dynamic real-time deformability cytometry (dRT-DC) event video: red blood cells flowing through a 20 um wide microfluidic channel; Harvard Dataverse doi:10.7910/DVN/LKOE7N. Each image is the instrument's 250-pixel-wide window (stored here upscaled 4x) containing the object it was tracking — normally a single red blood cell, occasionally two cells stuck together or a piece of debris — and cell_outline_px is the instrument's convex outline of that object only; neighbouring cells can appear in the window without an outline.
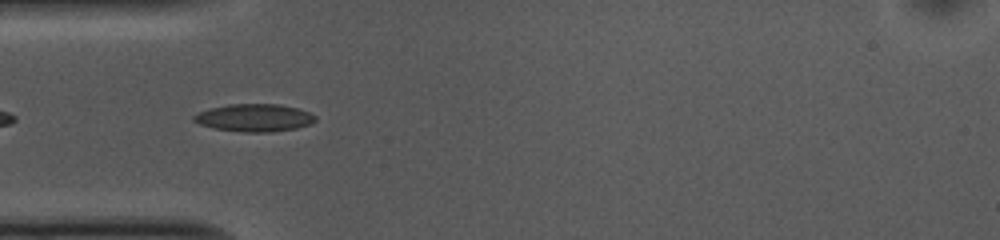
{"species": "common noctule bat (a hibernating species)", "species_latin": "Nyctalus noctula", "temperature_condition": "cold", "stored_images_in_passage": 41, "camera_frame_rate_fps": 3000, "um_per_image_px": 0.085, "animal": {"sex": "female", "body_mass_g": 10.0, "forearm_length_mm": 53.1}, "frame": {"image": 1, "passage_image": 3, "time_ms": 0.667, "image_size_px": [1000, 240], "cell_outline_px": [[316, 120], [308, 124], [296, 128], [272, 132], [244, 132], [212, 128], [200, 124], [192, 120], [192, 116], [208, 108], [228, 104], [280, 104], [296, 108], [308, 112], [316, 116]], "centroid_in_image_um": [21.58, 10.01], "position_along_channel_um": 63.4, "area_um2": 19.54}}
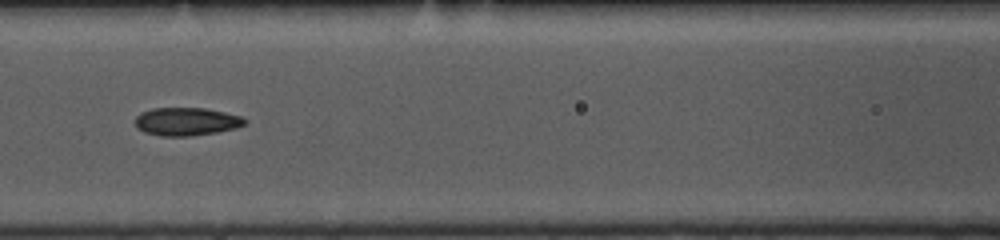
{"frame": {"image": 2, "passage_image": 10, "time_ms": 3.0, "image_size_px": [1000, 240], "cell_outline_px": [[248, 120], [244, 124], [236, 128], [216, 132], [188, 136], [160, 136], [144, 132], [136, 128], [136, 116], [140, 112], [152, 108], [204, 108], [224, 112], [240, 116]], "centroid_in_image_um": [15.82, 10.33], "position_along_channel_um": 150.8, "area_um2": 17.92}}
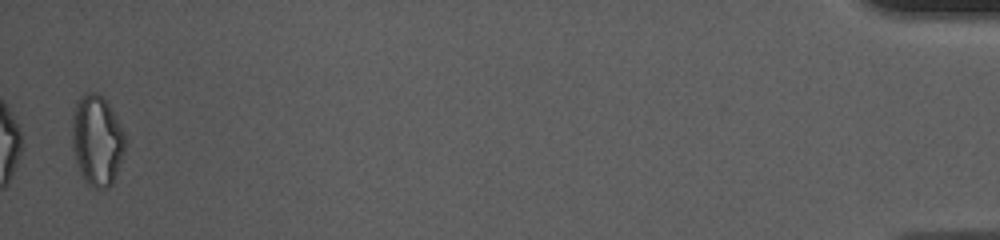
{"frame": {"image": 3, "passage_image": 40, "time_ms": 13.0, "image_size_px": [1000, 240], "cell_outline_px": [[124, 152], [112, 184], [108, 188], [92, 188], [84, 180], [80, 172], [72, 148], [72, 112], [76, 100], [80, 96], [88, 92], [96, 92], [104, 96], [124, 132]], "centroid_in_image_um": [8.21, 11.9], "position_along_channel_um": 427.0, "area_um2": 28.09}, "authors_computed_cell_mechanics": {"area_um2": 18.5538, "velocity_mm_per_s": 3.7154, "shape_relaxation_time_tau1_ms": 8.1495, "shape_relaxation_time_tau2_ms": 1.9597, "deformation_change_tau1": 0.1458, "deformation_change_tau2": 0.0819}}